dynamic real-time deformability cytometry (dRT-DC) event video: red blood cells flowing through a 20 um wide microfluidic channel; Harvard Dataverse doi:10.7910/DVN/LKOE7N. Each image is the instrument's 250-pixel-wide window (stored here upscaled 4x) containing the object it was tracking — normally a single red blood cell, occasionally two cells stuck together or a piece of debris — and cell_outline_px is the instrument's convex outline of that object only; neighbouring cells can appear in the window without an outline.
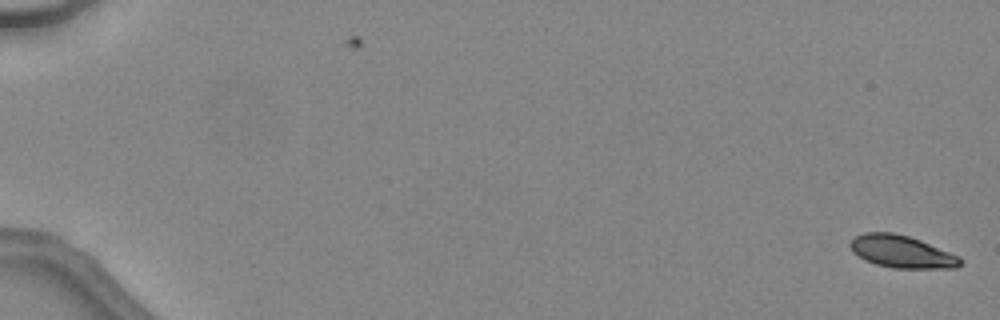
{"species": "common noctule bat (a hibernating species)", "species_latin": "Nyctalus noctula", "temperature_condition": "warm", "stored_images_in_passage": 18, "camera_frame_rate_fps": 3000, "um_per_image_px": 0.085, "animal": {"sex": "female", "body_mass_g": 24.6, "forearm_length_mm": 56.2}, "frame": {"image": 1, "passage_image": 1, "time_ms": 0.0, "image_size_px": [1000, 320], "cell_outline_px": [[964, 260], [956, 268], [892, 268], [876, 264], [864, 260], [852, 252], [848, 244], [856, 236], [864, 232], [892, 232], [908, 236], [920, 240], [960, 256]], "centroid_in_image_um": [76.63, 21.39], "position_along_channel_um": 8.4, "area_um2": 20.87}}